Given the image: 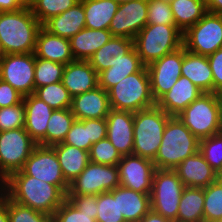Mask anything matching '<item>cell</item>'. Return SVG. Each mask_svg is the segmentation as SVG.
<instances>
[{
    "instance_id": "obj_8",
    "label": "cell",
    "mask_w": 222,
    "mask_h": 222,
    "mask_svg": "<svg viewBox=\"0 0 222 222\" xmlns=\"http://www.w3.org/2000/svg\"><path fill=\"white\" fill-rule=\"evenodd\" d=\"M184 187L175 170L156 169L150 193L151 210L176 222Z\"/></svg>"
},
{
    "instance_id": "obj_35",
    "label": "cell",
    "mask_w": 222,
    "mask_h": 222,
    "mask_svg": "<svg viewBox=\"0 0 222 222\" xmlns=\"http://www.w3.org/2000/svg\"><path fill=\"white\" fill-rule=\"evenodd\" d=\"M34 95L46 102L53 110L68 109L72 105V97L62 81L36 88Z\"/></svg>"
},
{
    "instance_id": "obj_36",
    "label": "cell",
    "mask_w": 222,
    "mask_h": 222,
    "mask_svg": "<svg viewBox=\"0 0 222 222\" xmlns=\"http://www.w3.org/2000/svg\"><path fill=\"white\" fill-rule=\"evenodd\" d=\"M204 222H218L222 219V178L204 188Z\"/></svg>"
},
{
    "instance_id": "obj_48",
    "label": "cell",
    "mask_w": 222,
    "mask_h": 222,
    "mask_svg": "<svg viewBox=\"0 0 222 222\" xmlns=\"http://www.w3.org/2000/svg\"><path fill=\"white\" fill-rule=\"evenodd\" d=\"M67 199L81 212L97 214V195H67Z\"/></svg>"
},
{
    "instance_id": "obj_17",
    "label": "cell",
    "mask_w": 222,
    "mask_h": 222,
    "mask_svg": "<svg viewBox=\"0 0 222 222\" xmlns=\"http://www.w3.org/2000/svg\"><path fill=\"white\" fill-rule=\"evenodd\" d=\"M106 137L122 156L132 155L134 113L111 109L106 116Z\"/></svg>"
},
{
    "instance_id": "obj_19",
    "label": "cell",
    "mask_w": 222,
    "mask_h": 222,
    "mask_svg": "<svg viewBox=\"0 0 222 222\" xmlns=\"http://www.w3.org/2000/svg\"><path fill=\"white\" fill-rule=\"evenodd\" d=\"M70 109L77 120L106 118L111 110L109 95L106 90L97 86L73 97Z\"/></svg>"
},
{
    "instance_id": "obj_10",
    "label": "cell",
    "mask_w": 222,
    "mask_h": 222,
    "mask_svg": "<svg viewBox=\"0 0 222 222\" xmlns=\"http://www.w3.org/2000/svg\"><path fill=\"white\" fill-rule=\"evenodd\" d=\"M36 145L24 128L0 132V173L7 179L20 171Z\"/></svg>"
},
{
    "instance_id": "obj_27",
    "label": "cell",
    "mask_w": 222,
    "mask_h": 222,
    "mask_svg": "<svg viewBox=\"0 0 222 222\" xmlns=\"http://www.w3.org/2000/svg\"><path fill=\"white\" fill-rule=\"evenodd\" d=\"M112 36L107 29L93 30L85 27L69 39L74 59L88 61Z\"/></svg>"
},
{
    "instance_id": "obj_13",
    "label": "cell",
    "mask_w": 222,
    "mask_h": 222,
    "mask_svg": "<svg viewBox=\"0 0 222 222\" xmlns=\"http://www.w3.org/2000/svg\"><path fill=\"white\" fill-rule=\"evenodd\" d=\"M26 175L60 187L66 194L69 183L65 180L52 146L37 144L21 169Z\"/></svg>"
},
{
    "instance_id": "obj_16",
    "label": "cell",
    "mask_w": 222,
    "mask_h": 222,
    "mask_svg": "<svg viewBox=\"0 0 222 222\" xmlns=\"http://www.w3.org/2000/svg\"><path fill=\"white\" fill-rule=\"evenodd\" d=\"M148 0H133L120 4L113 17L109 31L113 36L131 38L147 25Z\"/></svg>"
},
{
    "instance_id": "obj_46",
    "label": "cell",
    "mask_w": 222,
    "mask_h": 222,
    "mask_svg": "<svg viewBox=\"0 0 222 222\" xmlns=\"http://www.w3.org/2000/svg\"><path fill=\"white\" fill-rule=\"evenodd\" d=\"M97 214L81 212L66 199L55 211L53 222H96Z\"/></svg>"
},
{
    "instance_id": "obj_44",
    "label": "cell",
    "mask_w": 222,
    "mask_h": 222,
    "mask_svg": "<svg viewBox=\"0 0 222 222\" xmlns=\"http://www.w3.org/2000/svg\"><path fill=\"white\" fill-rule=\"evenodd\" d=\"M24 102L9 107L0 108V132L24 128Z\"/></svg>"
},
{
    "instance_id": "obj_23",
    "label": "cell",
    "mask_w": 222,
    "mask_h": 222,
    "mask_svg": "<svg viewBox=\"0 0 222 222\" xmlns=\"http://www.w3.org/2000/svg\"><path fill=\"white\" fill-rule=\"evenodd\" d=\"M34 53L36 58H42L64 65L75 61L69 39L53 35L43 27L37 35Z\"/></svg>"
},
{
    "instance_id": "obj_25",
    "label": "cell",
    "mask_w": 222,
    "mask_h": 222,
    "mask_svg": "<svg viewBox=\"0 0 222 222\" xmlns=\"http://www.w3.org/2000/svg\"><path fill=\"white\" fill-rule=\"evenodd\" d=\"M83 0L67 11L47 20L42 27L49 33L70 39L85 28Z\"/></svg>"
},
{
    "instance_id": "obj_22",
    "label": "cell",
    "mask_w": 222,
    "mask_h": 222,
    "mask_svg": "<svg viewBox=\"0 0 222 222\" xmlns=\"http://www.w3.org/2000/svg\"><path fill=\"white\" fill-rule=\"evenodd\" d=\"M62 83L73 98L99 86L98 73L88 61L75 60L65 65Z\"/></svg>"
},
{
    "instance_id": "obj_9",
    "label": "cell",
    "mask_w": 222,
    "mask_h": 222,
    "mask_svg": "<svg viewBox=\"0 0 222 222\" xmlns=\"http://www.w3.org/2000/svg\"><path fill=\"white\" fill-rule=\"evenodd\" d=\"M183 46L189 52L208 56L222 47V15L207 12L183 33Z\"/></svg>"
},
{
    "instance_id": "obj_37",
    "label": "cell",
    "mask_w": 222,
    "mask_h": 222,
    "mask_svg": "<svg viewBox=\"0 0 222 222\" xmlns=\"http://www.w3.org/2000/svg\"><path fill=\"white\" fill-rule=\"evenodd\" d=\"M80 0H30L33 15L43 25L50 18L62 14Z\"/></svg>"
},
{
    "instance_id": "obj_21",
    "label": "cell",
    "mask_w": 222,
    "mask_h": 222,
    "mask_svg": "<svg viewBox=\"0 0 222 222\" xmlns=\"http://www.w3.org/2000/svg\"><path fill=\"white\" fill-rule=\"evenodd\" d=\"M202 93L188 78L180 76L175 85L156 101V106L170 116H177Z\"/></svg>"
},
{
    "instance_id": "obj_12",
    "label": "cell",
    "mask_w": 222,
    "mask_h": 222,
    "mask_svg": "<svg viewBox=\"0 0 222 222\" xmlns=\"http://www.w3.org/2000/svg\"><path fill=\"white\" fill-rule=\"evenodd\" d=\"M2 81L23 96L34 94L35 53L5 54L0 59Z\"/></svg>"
},
{
    "instance_id": "obj_42",
    "label": "cell",
    "mask_w": 222,
    "mask_h": 222,
    "mask_svg": "<svg viewBox=\"0 0 222 222\" xmlns=\"http://www.w3.org/2000/svg\"><path fill=\"white\" fill-rule=\"evenodd\" d=\"M90 162L104 165H117L122 159L120 152L106 137L92 144L89 151Z\"/></svg>"
},
{
    "instance_id": "obj_1",
    "label": "cell",
    "mask_w": 222,
    "mask_h": 222,
    "mask_svg": "<svg viewBox=\"0 0 222 222\" xmlns=\"http://www.w3.org/2000/svg\"><path fill=\"white\" fill-rule=\"evenodd\" d=\"M3 192L12 201L52 216L67 199L60 187L26 175L22 170L6 179Z\"/></svg>"
},
{
    "instance_id": "obj_45",
    "label": "cell",
    "mask_w": 222,
    "mask_h": 222,
    "mask_svg": "<svg viewBox=\"0 0 222 222\" xmlns=\"http://www.w3.org/2000/svg\"><path fill=\"white\" fill-rule=\"evenodd\" d=\"M147 25H175L170 3L165 0H148Z\"/></svg>"
},
{
    "instance_id": "obj_20",
    "label": "cell",
    "mask_w": 222,
    "mask_h": 222,
    "mask_svg": "<svg viewBox=\"0 0 222 222\" xmlns=\"http://www.w3.org/2000/svg\"><path fill=\"white\" fill-rule=\"evenodd\" d=\"M174 170L185 187L206 188L220 177L199 151L183 160Z\"/></svg>"
},
{
    "instance_id": "obj_7",
    "label": "cell",
    "mask_w": 222,
    "mask_h": 222,
    "mask_svg": "<svg viewBox=\"0 0 222 222\" xmlns=\"http://www.w3.org/2000/svg\"><path fill=\"white\" fill-rule=\"evenodd\" d=\"M170 117L157 106L135 112L132 154L154 160Z\"/></svg>"
},
{
    "instance_id": "obj_6",
    "label": "cell",
    "mask_w": 222,
    "mask_h": 222,
    "mask_svg": "<svg viewBox=\"0 0 222 222\" xmlns=\"http://www.w3.org/2000/svg\"><path fill=\"white\" fill-rule=\"evenodd\" d=\"M141 62L147 66L183 46V33L176 25H146L133 39Z\"/></svg>"
},
{
    "instance_id": "obj_5",
    "label": "cell",
    "mask_w": 222,
    "mask_h": 222,
    "mask_svg": "<svg viewBox=\"0 0 222 222\" xmlns=\"http://www.w3.org/2000/svg\"><path fill=\"white\" fill-rule=\"evenodd\" d=\"M113 110L137 112L156 106L147 67L130 74L107 91Z\"/></svg>"
},
{
    "instance_id": "obj_33",
    "label": "cell",
    "mask_w": 222,
    "mask_h": 222,
    "mask_svg": "<svg viewBox=\"0 0 222 222\" xmlns=\"http://www.w3.org/2000/svg\"><path fill=\"white\" fill-rule=\"evenodd\" d=\"M204 188L184 187L176 222H204Z\"/></svg>"
},
{
    "instance_id": "obj_31",
    "label": "cell",
    "mask_w": 222,
    "mask_h": 222,
    "mask_svg": "<svg viewBox=\"0 0 222 222\" xmlns=\"http://www.w3.org/2000/svg\"><path fill=\"white\" fill-rule=\"evenodd\" d=\"M118 6L114 0H83L85 27L93 30H109Z\"/></svg>"
},
{
    "instance_id": "obj_52",
    "label": "cell",
    "mask_w": 222,
    "mask_h": 222,
    "mask_svg": "<svg viewBox=\"0 0 222 222\" xmlns=\"http://www.w3.org/2000/svg\"><path fill=\"white\" fill-rule=\"evenodd\" d=\"M0 222H9L8 218V196L0 192Z\"/></svg>"
},
{
    "instance_id": "obj_28",
    "label": "cell",
    "mask_w": 222,
    "mask_h": 222,
    "mask_svg": "<svg viewBox=\"0 0 222 222\" xmlns=\"http://www.w3.org/2000/svg\"><path fill=\"white\" fill-rule=\"evenodd\" d=\"M118 207L126 222H139L150 210V194L118 186Z\"/></svg>"
},
{
    "instance_id": "obj_57",
    "label": "cell",
    "mask_w": 222,
    "mask_h": 222,
    "mask_svg": "<svg viewBox=\"0 0 222 222\" xmlns=\"http://www.w3.org/2000/svg\"><path fill=\"white\" fill-rule=\"evenodd\" d=\"M5 55L1 41H0V59Z\"/></svg>"
},
{
    "instance_id": "obj_43",
    "label": "cell",
    "mask_w": 222,
    "mask_h": 222,
    "mask_svg": "<svg viewBox=\"0 0 222 222\" xmlns=\"http://www.w3.org/2000/svg\"><path fill=\"white\" fill-rule=\"evenodd\" d=\"M63 143L89 152L92 146L89 133V119H76L72 124L71 129L68 131Z\"/></svg>"
},
{
    "instance_id": "obj_2",
    "label": "cell",
    "mask_w": 222,
    "mask_h": 222,
    "mask_svg": "<svg viewBox=\"0 0 222 222\" xmlns=\"http://www.w3.org/2000/svg\"><path fill=\"white\" fill-rule=\"evenodd\" d=\"M42 24L29 5L0 15V41L5 54L34 53Z\"/></svg>"
},
{
    "instance_id": "obj_38",
    "label": "cell",
    "mask_w": 222,
    "mask_h": 222,
    "mask_svg": "<svg viewBox=\"0 0 222 222\" xmlns=\"http://www.w3.org/2000/svg\"><path fill=\"white\" fill-rule=\"evenodd\" d=\"M96 222H126L118 207V187L97 195Z\"/></svg>"
},
{
    "instance_id": "obj_30",
    "label": "cell",
    "mask_w": 222,
    "mask_h": 222,
    "mask_svg": "<svg viewBox=\"0 0 222 222\" xmlns=\"http://www.w3.org/2000/svg\"><path fill=\"white\" fill-rule=\"evenodd\" d=\"M144 66L135 48H133L112 67L98 74L99 86L108 91L126 76L139 72Z\"/></svg>"
},
{
    "instance_id": "obj_49",
    "label": "cell",
    "mask_w": 222,
    "mask_h": 222,
    "mask_svg": "<svg viewBox=\"0 0 222 222\" xmlns=\"http://www.w3.org/2000/svg\"><path fill=\"white\" fill-rule=\"evenodd\" d=\"M23 97L9 83L0 82V108L17 105L23 101Z\"/></svg>"
},
{
    "instance_id": "obj_3",
    "label": "cell",
    "mask_w": 222,
    "mask_h": 222,
    "mask_svg": "<svg viewBox=\"0 0 222 222\" xmlns=\"http://www.w3.org/2000/svg\"><path fill=\"white\" fill-rule=\"evenodd\" d=\"M199 142L178 116H171L153 160L155 168L174 170L183 160L199 151Z\"/></svg>"
},
{
    "instance_id": "obj_11",
    "label": "cell",
    "mask_w": 222,
    "mask_h": 222,
    "mask_svg": "<svg viewBox=\"0 0 222 222\" xmlns=\"http://www.w3.org/2000/svg\"><path fill=\"white\" fill-rule=\"evenodd\" d=\"M120 186L117 165L89 162L86 168L69 183L67 195H99Z\"/></svg>"
},
{
    "instance_id": "obj_55",
    "label": "cell",
    "mask_w": 222,
    "mask_h": 222,
    "mask_svg": "<svg viewBox=\"0 0 222 222\" xmlns=\"http://www.w3.org/2000/svg\"><path fill=\"white\" fill-rule=\"evenodd\" d=\"M5 182H6V178L0 173V192L3 191Z\"/></svg>"
},
{
    "instance_id": "obj_53",
    "label": "cell",
    "mask_w": 222,
    "mask_h": 222,
    "mask_svg": "<svg viewBox=\"0 0 222 222\" xmlns=\"http://www.w3.org/2000/svg\"><path fill=\"white\" fill-rule=\"evenodd\" d=\"M139 222H171L160 214L150 210Z\"/></svg>"
},
{
    "instance_id": "obj_24",
    "label": "cell",
    "mask_w": 222,
    "mask_h": 222,
    "mask_svg": "<svg viewBox=\"0 0 222 222\" xmlns=\"http://www.w3.org/2000/svg\"><path fill=\"white\" fill-rule=\"evenodd\" d=\"M181 76L188 78L204 93H214L213 74L207 56L189 52L184 46Z\"/></svg>"
},
{
    "instance_id": "obj_51",
    "label": "cell",
    "mask_w": 222,
    "mask_h": 222,
    "mask_svg": "<svg viewBox=\"0 0 222 222\" xmlns=\"http://www.w3.org/2000/svg\"><path fill=\"white\" fill-rule=\"evenodd\" d=\"M29 5L27 0H0V8L3 12L16 11Z\"/></svg>"
},
{
    "instance_id": "obj_15",
    "label": "cell",
    "mask_w": 222,
    "mask_h": 222,
    "mask_svg": "<svg viewBox=\"0 0 222 222\" xmlns=\"http://www.w3.org/2000/svg\"><path fill=\"white\" fill-rule=\"evenodd\" d=\"M117 167L121 186L139 193H151L156 170L153 160L133 154L124 155Z\"/></svg>"
},
{
    "instance_id": "obj_14",
    "label": "cell",
    "mask_w": 222,
    "mask_h": 222,
    "mask_svg": "<svg viewBox=\"0 0 222 222\" xmlns=\"http://www.w3.org/2000/svg\"><path fill=\"white\" fill-rule=\"evenodd\" d=\"M182 63L183 46L146 66L155 102L178 81L181 76Z\"/></svg>"
},
{
    "instance_id": "obj_32",
    "label": "cell",
    "mask_w": 222,
    "mask_h": 222,
    "mask_svg": "<svg viewBox=\"0 0 222 222\" xmlns=\"http://www.w3.org/2000/svg\"><path fill=\"white\" fill-rule=\"evenodd\" d=\"M170 6L175 25L182 33L208 12L205 0H173Z\"/></svg>"
},
{
    "instance_id": "obj_26",
    "label": "cell",
    "mask_w": 222,
    "mask_h": 222,
    "mask_svg": "<svg viewBox=\"0 0 222 222\" xmlns=\"http://www.w3.org/2000/svg\"><path fill=\"white\" fill-rule=\"evenodd\" d=\"M133 48V39L112 36L105 45H103L89 58L88 62L99 74L103 70L112 67Z\"/></svg>"
},
{
    "instance_id": "obj_50",
    "label": "cell",
    "mask_w": 222,
    "mask_h": 222,
    "mask_svg": "<svg viewBox=\"0 0 222 222\" xmlns=\"http://www.w3.org/2000/svg\"><path fill=\"white\" fill-rule=\"evenodd\" d=\"M89 133L92 144L97 143L103 138H106L107 134L106 118L89 119Z\"/></svg>"
},
{
    "instance_id": "obj_56",
    "label": "cell",
    "mask_w": 222,
    "mask_h": 222,
    "mask_svg": "<svg viewBox=\"0 0 222 222\" xmlns=\"http://www.w3.org/2000/svg\"><path fill=\"white\" fill-rule=\"evenodd\" d=\"M114 1L117 2L120 5V4H123V3H128V2L133 1V0H114Z\"/></svg>"
},
{
    "instance_id": "obj_39",
    "label": "cell",
    "mask_w": 222,
    "mask_h": 222,
    "mask_svg": "<svg viewBox=\"0 0 222 222\" xmlns=\"http://www.w3.org/2000/svg\"><path fill=\"white\" fill-rule=\"evenodd\" d=\"M64 67V64L42 58H36L35 56V89L51 83L61 82Z\"/></svg>"
},
{
    "instance_id": "obj_47",
    "label": "cell",
    "mask_w": 222,
    "mask_h": 222,
    "mask_svg": "<svg viewBox=\"0 0 222 222\" xmlns=\"http://www.w3.org/2000/svg\"><path fill=\"white\" fill-rule=\"evenodd\" d=\"M214 81V93L222 95V47L207 56Z\"/></svg>"
},
{
    "instance_id": "obj_4",
    "label": "cell",
    "mask_w": 222,
    "mask_h": 222,
    "mask_svg": "<svg viewBox=\"0 0 222 222\" xmlns=\"http://www.w3.org/2000/svg\"><path fill=\"white\" fill-rule=\"evenodd\" d=\"M178 118L199 140L222 132V95L202 93Z\"/></svg>"
},
{
    "instance_id": "obj_34",
    "label": "cell",
    "mask_w": 222,
    "mask_h": 222,
    "mask_svg": "<svg viewBox=\"0 0 222 222\" xmlns=\"http://www.w3.org/2000/svg\"><path fill=\"white\" fill-rule=\"evenodd\" d=\"M75 120L70 108L54 110L47 124L46 146L63 142Z\"/></svg>"
},
{
    "instance_id": "obj_54",
    "label": "cell",
    "mask_w": 222,
    "mask_h": 222,
    "mask_svg": "<svg viewBox=\"0 0 222 222\" xmlns=\"http://www.w3.org/2000/svg\"><path fill=\"white\" fill-rule=\"evenodd\" d=\"M208 12L222 15V0H205Z\"/></svg>"
},
{
    "instance_id": "obj_18",
    "label": "cell",
    "mask_w": 222,
    "mask_h": 222,
    "mask_svg": "<svg viewBox=\"0 0 222 222\" xmlns=\"http://www.w3.org/2000/svg\"><path fill=\"white\" fill-rule=\"evenodd\" d=\"M23 102L25 107L24 129L37 144L46 146L47 124L54 110L34 94L24 96Z\"/></svg>"
},
{
    "instance_id": "obj_40",
    "label": "cell",
    "mask_w": 222,
    "mask_h": 222,
    "mask_svg": "<svg viewBox=\"0 0 222 222\" xmlns=\"http://www.w3.org/2000/svg\"><path fill=\"white\" fill-rule=\"evenodd\" d=\"M199 152L220 176L222 174V132L201 139Z\"/></svg>"
},
{
    "instance_id": "obj_41",
    "label": "cell",
    "mask_w": 222,
    "mask_h": 222,
    "mask_svg": "<svg viewBox=\"0 0 222 222\" xmlns=\"http://www.w3.org/2000/svg\"><path fill=\"white\" fill-rule=\"evenodd\" d=\"M9 222H53V216L12 201L8 197Z\"/></svg>"
},
{
    "instance_id": "obj_29",
    "label": "cell",
    "mask_w": 222,
    "mask_h": 222,
    "mask_svg": "<svg viewBox=\"0 0 222 222\" xmlns=\"http://www.w3.org/2000/svg\"><path fill=\"white\" fill-rule=\"evenodd\" d=\"M61 166L65 180L70 183L86 168L89 152L63 142L52 145Z\"/></svg>"
}]
</instances>
